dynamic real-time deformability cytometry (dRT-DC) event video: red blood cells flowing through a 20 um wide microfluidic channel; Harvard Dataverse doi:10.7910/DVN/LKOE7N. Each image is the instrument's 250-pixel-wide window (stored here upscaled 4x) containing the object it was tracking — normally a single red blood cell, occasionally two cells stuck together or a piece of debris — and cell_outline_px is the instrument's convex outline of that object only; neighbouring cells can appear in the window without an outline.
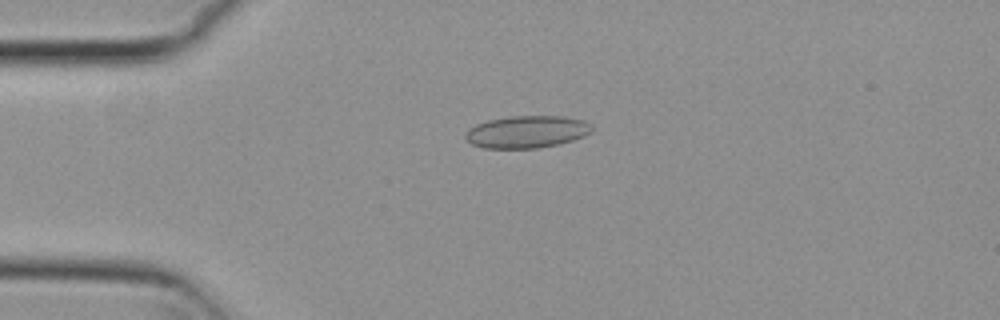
{"species": "common noctule bat (a hibernating species)", "species_latin": "Nyctalus noctula", "temperature_condition": "cold", "stored_images_in_passage": 42, "camera_frame_rate_fps": 3000, "um_per_image_px": 0.085, "animal": {"sex": "female", "body_mass_g": 29.2, "forearm_length_mm": 56.3}, "frame": {"image": 1, "passage_image": 1, "time_ms": 0.0, "image_size_px": [1000, 320], "cell_outline_px": [[592, 132], [584, 136], [572, 140], [540, 148], [484, 148], [472, 144], [464, 136], [468, 128], [476, 124], [488, 120], [512, 116], [564, 116], [584, 120], [592, 124]], "centroid_in_image_um": [44.79, 11.2], "position_along_channel_um": 40.2, "area_um2": 23.81}}
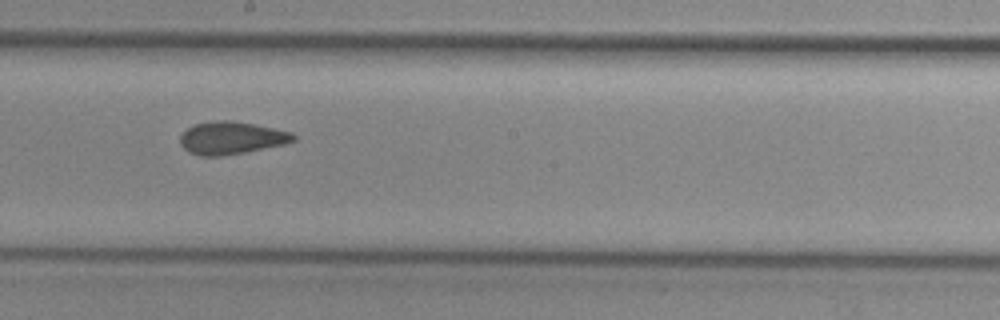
{"frame": {"image": 2, "passage_image": 18, "time_ms": 5.667, "image_size_px": [1000, 320], "cell_outline_px": [[296, 140], [284, 144], [244, 152], [220, 156], [200, 156], [188, 152], [180, 144], [180, 136], [188, 128], [196, 124], [216, 120], [228, 120], [252, 124], [292, 132], [296, 136]], "centroid_in_image_um": [19.65, 11.73], "position_along_channel_um": 228.5, "area_um2": 21.27}}
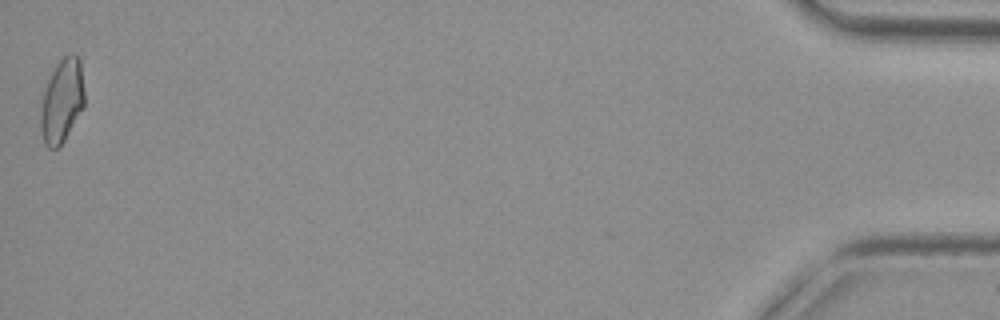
{"frame": {"image": 3, "passage_image": 42, "time_ms": 13.667, "image_size_px": [1000, 320], "cell_outline_px": [[84, 104], [64, 140], [56, 148], [48, 148], [44, 144], [40, 128], [40, 92], [56, 64], [68, 52], [76, 52], [80, 60], [84, 92]], "centroid_in_image_um": [5.21, 8.51], "position_along_channel_um": 430.0, "area_um2": 21.79}, "authors_computed_cell_mechanics": {"area_um2": 21.2704, "velocity_mm_per_s": 3.8031, "shape_relaxation_time_tau1_ms": null, "shape_relaxation_time_tau2_ms": 1.9853, "deformation_change_tau1": null, "deformation_change_tau2": 0.0863}}